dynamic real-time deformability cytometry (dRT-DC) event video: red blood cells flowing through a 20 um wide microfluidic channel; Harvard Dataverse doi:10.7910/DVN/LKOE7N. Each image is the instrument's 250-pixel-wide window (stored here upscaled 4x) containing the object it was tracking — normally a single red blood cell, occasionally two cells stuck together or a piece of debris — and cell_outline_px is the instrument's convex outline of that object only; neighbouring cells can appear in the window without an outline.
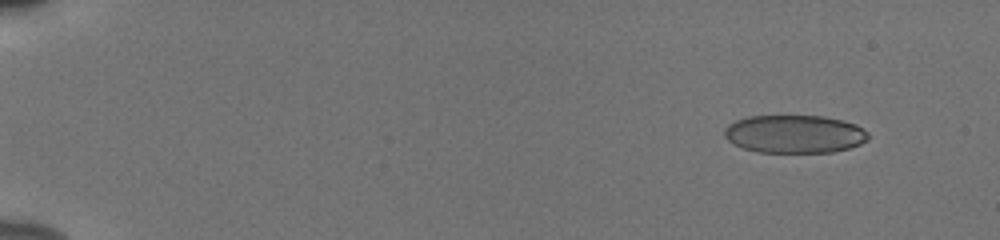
{"species": "human", "species_latin": "Homo sapiens", "temperature_condition": "cold", "stored_images_in_passage": 50, "camera_frame_rate_fps": 3000, "um_per_image_px": 0.085, "donor": {"sex": "male"}, "frame": {"image": 1, "passage_image": 1, "time_ms": 0.0, "image_size_px": [1000, 240], "cell_outline_px": [[868, 140], [860, 144], [848, 148], [832, 152], [756, 152], [732, 144], [724, 136], [724, 128], [728, 124], [736, 120], [748, 116], [824, 116], [844, 120], [856, 124], [868, 132]], "centroid_in_image_um": [67.52, 11.39], "position_along_channel_um": 17.5, "area_um2": 32.08}}
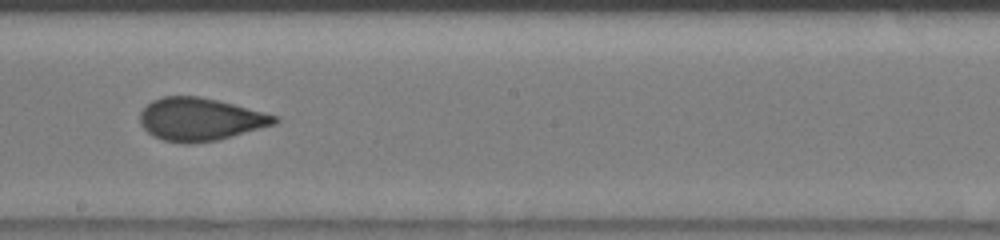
{"frame": {"image": 2, "passage_image": 29, "time_ms": 9.333, "image_size_px": [1000, 240], "cell_outline_px": [[280, 120], [276, 124], [216, 140], [188, 144], [184, 144], [164, 140], [148, 132], [140, 124], [140, 112], [152, 100], [164, 96], [200, 96], [264, 112], [276, 116]], "centroid_in_image_um": [17.0, 10.14], "position_along_channel_um": 231.2, "area_um2": 33.23}}
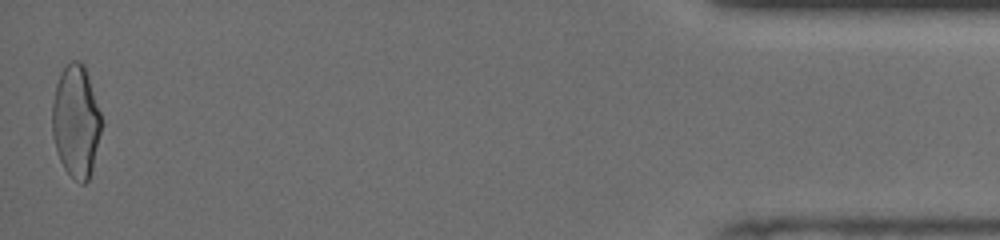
{"frame": {"image": 3, "passage_image": 50, "time_ms": 16.333, "image_size_px": [1000, 240], "cell_outline_px": [[104, 124], [92, 172], [88, 180], [84, 184], [80, 184], [64, 168], [60, 160], [52, 136], [52, 104], [56, 84], [60, 72], [72, 60], [80, 60], [84, 64]], "centroid_in_image_um": [6.48, 10.33], "position_along_channel_um": 428.7, "area_um2": 32.6}, "authors_computed_cell_mechanics": {"area_um2": 33.524, "velocity_mm_per_s": 3.8864, "shape_relaxation_time_tau1_ms": 6.4031, "shape_relaxation_time_tau2_ms": 0.7139, "deformation_change_tau1": 0.1726, "deformation_change_tau2": 0.0576}}